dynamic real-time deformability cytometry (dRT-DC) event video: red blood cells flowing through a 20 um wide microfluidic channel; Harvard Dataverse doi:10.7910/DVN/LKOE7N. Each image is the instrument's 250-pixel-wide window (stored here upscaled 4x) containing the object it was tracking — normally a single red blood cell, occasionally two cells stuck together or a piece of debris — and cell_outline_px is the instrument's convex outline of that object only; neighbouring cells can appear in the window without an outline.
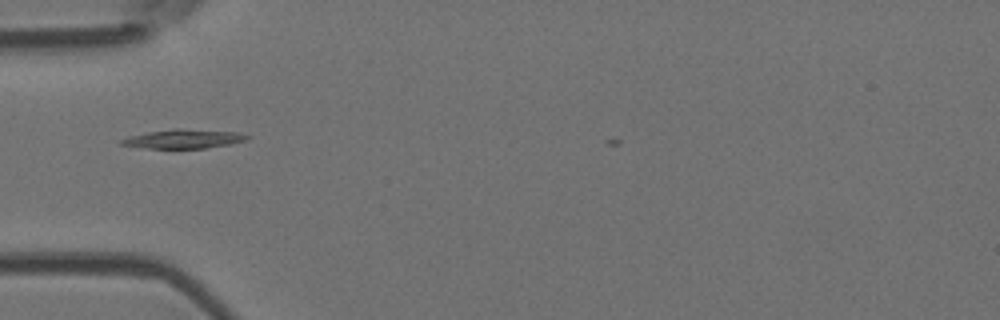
{"species": "Egyptian fruit bat (a non-hibernating species)", "species_latin": "Rousettus aegyptiacus", "temperature_condition": "room temperature", "stored_images_in_passage": 2, "camera_frame_rate_fps": 3000, "um_per_image_px": 0.085, "animal": {"sex": "female"}, "frame": {"image": 1, "passage_image": 1, "time_ms": 0.0, "image_size_px": [1000, 320], "cell_outline_px": [[252, 136], [244, 140], [228, 144], [204, 148], [148, 148], [120, 144], [120, 140], [128, 136], [148, 132], [176, 128], [180, 128], [236, 132]], "centroid_in_image_um": [15.59, 11.79], "position_along_channel_um": 69.4, "area_um2": 13.7}}